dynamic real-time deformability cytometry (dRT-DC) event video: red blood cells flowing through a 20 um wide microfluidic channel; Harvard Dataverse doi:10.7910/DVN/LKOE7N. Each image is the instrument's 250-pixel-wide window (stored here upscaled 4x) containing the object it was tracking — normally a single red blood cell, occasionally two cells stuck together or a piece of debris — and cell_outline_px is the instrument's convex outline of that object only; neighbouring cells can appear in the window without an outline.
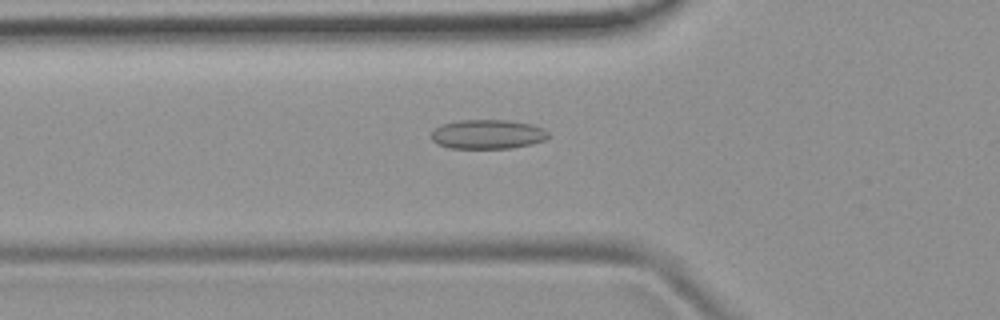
{"species": "common noctule bat (a hibernating species)", "species_latin": "Nyctalus noctula", "temperature_condition": "room temperature", "stored_images_in_passage": 51, "camera_frame_rate_fps": 3000, "um_per_image_px": 0.085, "animal": {"sex": "female", "body_mass_g": 19.9}, "frame": {"image": 1, "passage_image": 17, "time_ms": 5.333, "image_size_px": [1000, 320], "cell_outline_px": [[548, 136], [544, 140], [532, 144], [512, 148], [448, 148], [436, 144], [432, 140], [432, 132], [440, 124], [460, 120], [508, 120], [532, 124], [548, 132]], "centroid_in_image_um": [41.42, 11.41], "position_along_channel_um": 84.4, "area_um2": 20.0}}
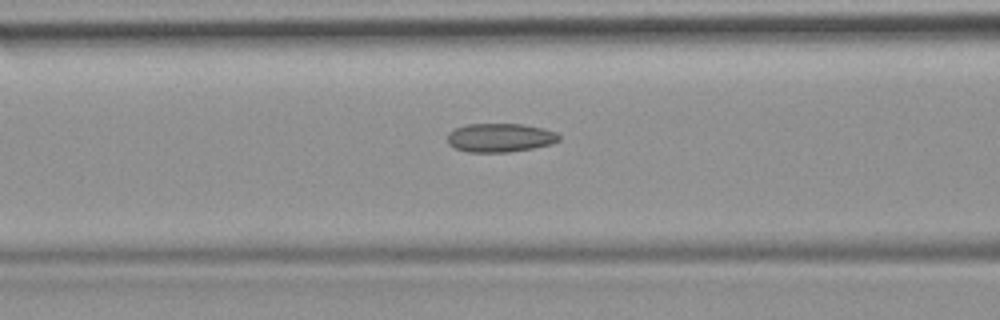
{"frame": {"image": 2, "passage_image": 20, "time_ms": 6.333, "image_size_px": [1000, 320], "cell_outline_px": [[560, 140], [552, 144], [532, 148], [508, 152], [468, 152], [456, 148], [448, 144], [448, 132], [456, 128], [468, 124], [520, 124], [544, 128], [556, 132], [560, 136]], "centroid_in_image_um": [42.52, 11.7], "position_along_channel_um": 124.1, "area_um2": 18.67}}
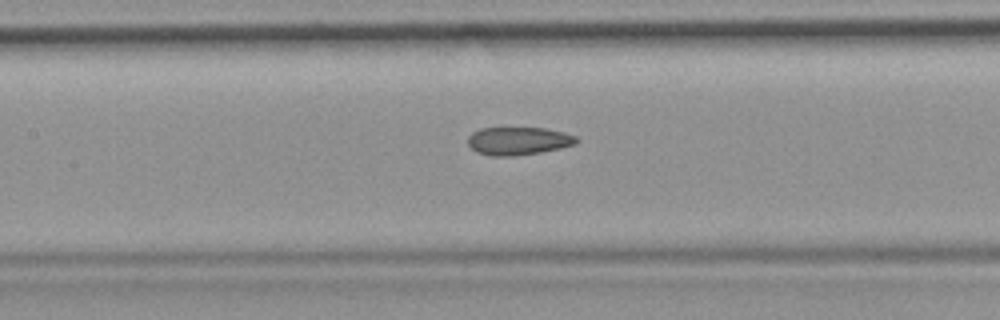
{"frame": {"image": 3, "passage_image": 23, "time_ms": 7.333, "image_size_px": [1000, 320], "cell_outline_px": [[580, 140], [576, 144], [560, 148], [540, 152], [512, 156], [492, 156], [476, 152], [468, 144], [468, 136], [472, 132], [480, 128], [544, 128], [564, 132], [576, 136]], "centroid_in_image_um": [44.06, 11.97], "position_along_channel_um": 163.3, "area_um2": 17.74}, "authors_computed_cell_mechanics": {"area_um2": 18.5538, "velocity_mm_per_s": 3.9135, "shape_relaxation_time_tau1_ms": null, "shape_relaxation_time_tau2_ms": 2.575, "deformation_change_tau1": null, "deformation_change_tau2": 0.0905}}